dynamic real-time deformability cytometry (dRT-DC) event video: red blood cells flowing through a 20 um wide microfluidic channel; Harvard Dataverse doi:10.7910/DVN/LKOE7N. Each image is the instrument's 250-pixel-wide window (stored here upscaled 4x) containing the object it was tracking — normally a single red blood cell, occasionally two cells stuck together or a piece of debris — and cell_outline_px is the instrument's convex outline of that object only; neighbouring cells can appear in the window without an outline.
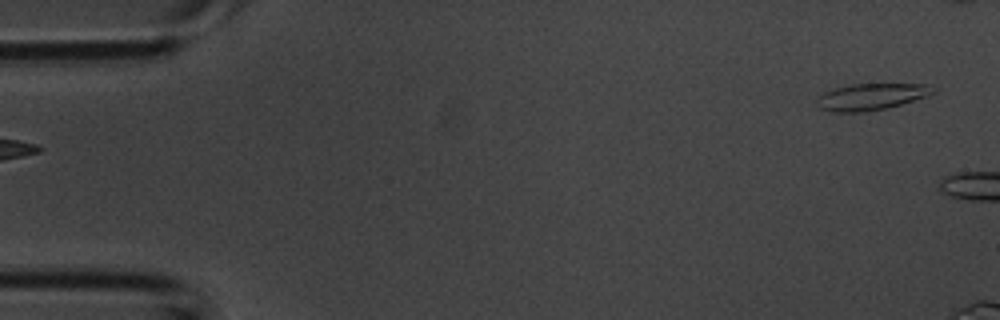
{"species": "common noctule bat (a hibernating species)", "species_latin": "Nyctalus noctula", "temperature_condition": "room temperature", "stored_images_in_passage": 5, "camera_frame_rate_fps": 3000, "um_per_image_px": 0.085, "animal": {"sex": "male", "body_mass_g": 20.1, "forearm_length_mm": 53.5}, "frame": {"image": 1, "passage_image": 1, "time_ms": 0.0, "image_size_px": [1000, 320], "cell_outline_px": [[936, 92], [928, 96], [900, 104], [884, 108], [864, 112], [832, 112], [820, 108], [816, 104], [816, 100], [824, 92], [836, 88], [852, 84], [924, 84], [936, 88]], "centroid_in_image_um": [74.05, 8.22], "position_along_channel_um": 10.9, "area_um2": 17.86}}